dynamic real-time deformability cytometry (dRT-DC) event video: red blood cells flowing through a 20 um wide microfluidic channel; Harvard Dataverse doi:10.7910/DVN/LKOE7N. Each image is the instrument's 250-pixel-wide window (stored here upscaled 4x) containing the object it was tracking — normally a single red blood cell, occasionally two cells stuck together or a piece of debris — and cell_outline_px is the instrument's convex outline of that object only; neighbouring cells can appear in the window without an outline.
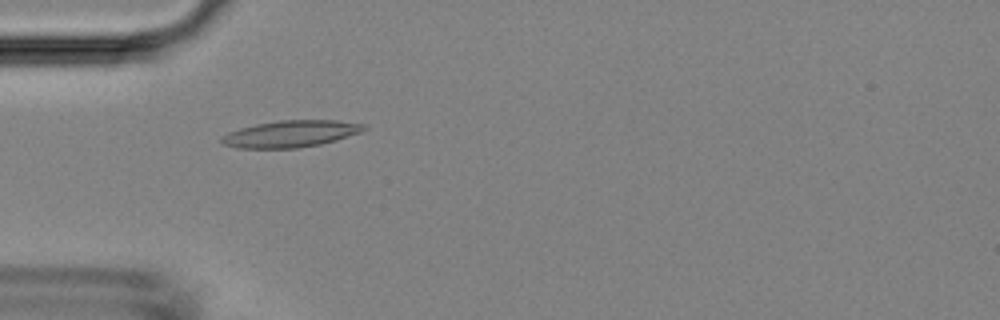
{"species": "Egyptian fruit bat (a non-hibernating species)", "species_latin": "Rousettus aegyptiacus", "temperature_condition": "room temperature", "stored_images_in_passage": 2, "camera_frame_rate_fps": 3000, "um_per_image_px": 0.085, "animal": {"sex": "female"}, "frame": {"image": 1, "passage_image": 1, "time_ms": 0.0, "image_size_px": [1000, 320], "cell_outline_px": [[368, 128], [360, 132], [336, 140], [320, 144], [300, 148], [236, 148], [224, 144], [220, 140], [220, 136], [228, 132], [240, 128], [256, 124], [280, 120], [336, 120], [368, 124]], "centroid_in_image_um": [24.72, 11.37], "position_along_channel_um": 60.3, "area_um2": 22.31}}